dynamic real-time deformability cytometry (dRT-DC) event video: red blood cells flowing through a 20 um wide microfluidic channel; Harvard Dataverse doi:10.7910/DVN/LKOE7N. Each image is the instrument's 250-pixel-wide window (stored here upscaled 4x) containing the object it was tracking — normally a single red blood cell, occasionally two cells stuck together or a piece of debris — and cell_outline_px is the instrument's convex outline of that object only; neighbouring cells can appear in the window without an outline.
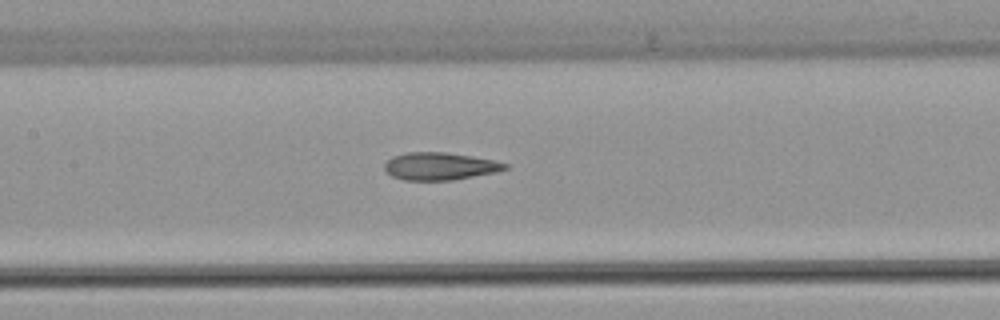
{"species": "common noctule bat (a hibernating species)", "species_latin": "Nyctalus noctula", "temperature_condition": "warm", "stored_images_in_passage": 34, "camera_frame_rate_fps": 3000, "um_per_image_px": 0.085, "animal": {"sex": "female", "body_mass_g": 22.7, "forearm_length_mm": 54.2}, "frame": {"image": 1, "passage_image": 15, "time_ms": 4.667, "image_size_px": [1000, 320], "cell_outline_px": [[508, 168], [496, 172], [452, 180], [404, 180], [392, 176], [384, 168], [384, 164], [392, 156], [408, 152], [444, 152], [472, 156], [492, 160], [508, 164]], "centroid_in_image_um": [37.37, 14.13], "position_along_channel_um": 170.0, "area_um2": 19.19}}